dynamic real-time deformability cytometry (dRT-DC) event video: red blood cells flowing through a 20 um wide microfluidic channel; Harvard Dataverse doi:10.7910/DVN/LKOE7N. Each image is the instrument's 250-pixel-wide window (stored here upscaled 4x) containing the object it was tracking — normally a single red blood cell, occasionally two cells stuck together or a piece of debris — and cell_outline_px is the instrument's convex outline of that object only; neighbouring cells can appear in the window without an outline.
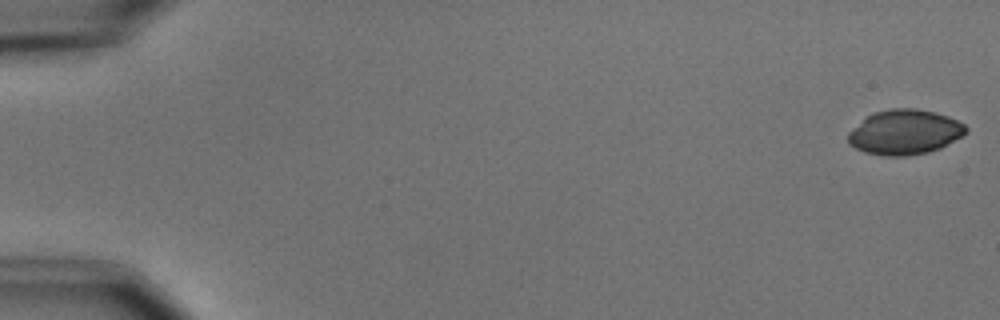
{"species": "common noctule bat (a hibernating species)", "species_latin": "Nyctalus noctula", "temperature_condition": "cold", "stored_images_in_passage": 14, "camera_frame_rate_fps": 3000, "um_per_image_px": 0.085, "animal": {"sex": "male", "body_mass_g": 15.6}, "frame": {"image": 1, "passage_image": 1, "time_ms": 0.0, "image_size_px": [1000, 320], "cell_outline_px": [[968, 132], [940, 148], [928, 152], [904, 156], [888, 156], [864, 152], [848, 144], [848, 132], [852, 128], [868, 116], [876, 112], [888, 108], [916, 108], [936, 112], [948, 116], [964, 124], [968, 128]], "centroid_in_image_um": [76.9, 11.22], "position_along_channel_um": 8.1, "area_um2": 30.75}}
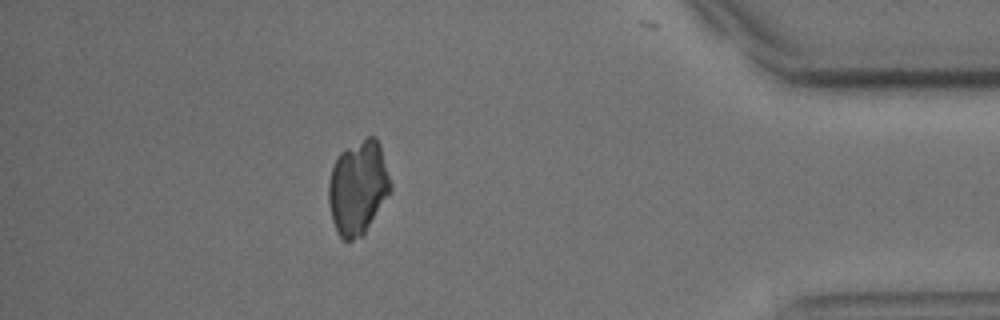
{"frame": {"image": 2, "passage_image": 14, "time_ms": 15.667, "image_size_px": [1000, 320], "cell_outline_px": [[392, 188], [364, 236], [352, 240], [344, 240], [340, 236], [332, 220], [328, 200], [328, 180], [332, 168], [340, 152], [344, 148], [368, 136], [376, 136], [380, 144], [392, 184]], "centroid_in_image_um": [30.44, 15.93], "position_along_channel_um": 404.8, "area_um2": 34.16}}